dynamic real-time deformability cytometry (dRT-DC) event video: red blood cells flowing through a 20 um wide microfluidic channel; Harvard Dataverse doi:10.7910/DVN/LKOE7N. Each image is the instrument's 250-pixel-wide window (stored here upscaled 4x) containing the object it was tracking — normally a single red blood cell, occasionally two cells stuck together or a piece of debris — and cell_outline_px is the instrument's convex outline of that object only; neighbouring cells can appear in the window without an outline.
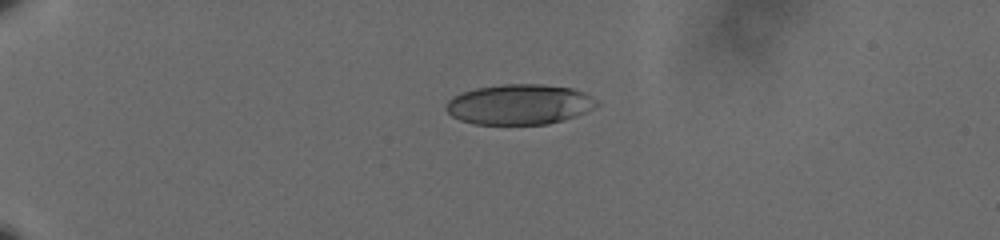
{"species": "human", "species_latin": "Homo sapiens", "temperature_condition": "cold", "stored_images_in_passage": 45, "camera_frame_rate_fps": 3000, "um_per_image_px": 0.085, "donor": {"sex": "male"}, "frame": {"image": 1, "passage_image": 1, "time_ms": 0.0, "image_size_px": [1000, 240], "cell_outline_px": [[600, 104], [584, 112], [548, 124], [476, 124], [460, 120], [452, 116], [444, 108], [448, 100], [452, 96], [476, 88], [504, 84], [540, 84], [572, 88], [584, 92], [596, 100]], "centroid_in_image_um": [44.11, 8.87], "position_along_channel_um": 40.9, "area_um2": 35.08}}
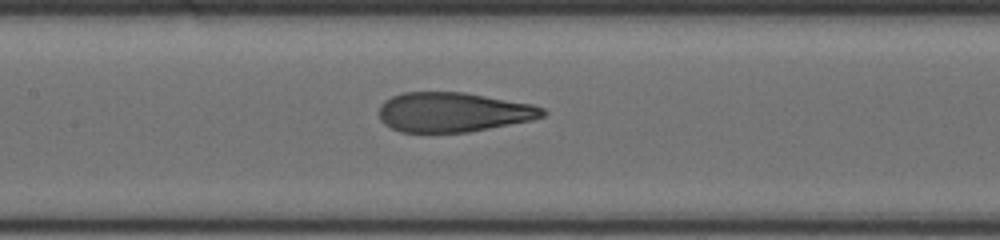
{"frame": {"image": 2, "passage_image": 17, "time_ms": 5.333, "image_size_px": [1000, 240], "cell_outline_px": [[548, 112], [544, 116], [532, 120], [468, 132], [400, 132], [384, 124], [380, 120], [380, 104], [384, 100], [392, 96], [404, 92], [464, 92], [532, 104], [544, 108]], "centroid_in_image_um": [38.52, 9.53], "position_along_channel_um": 168.9, "area_um2": 37.8}}
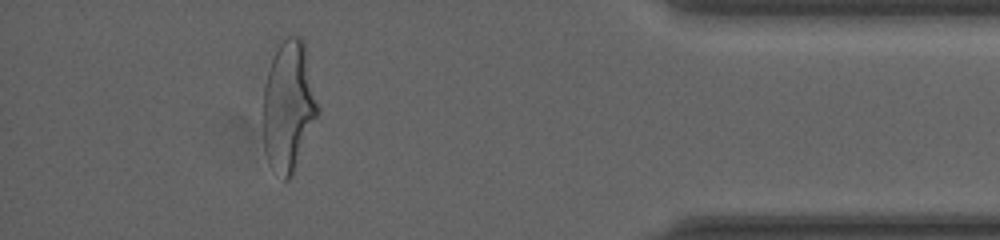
{"frame": {"image": 3, "passage_image": 40, "time_ms": 13.0, "image_size_px": [1000, 240], "cell_outline_px": [[320, 112], [292, 176], [288, 180], [284, 180], [268, 164], [264, 152], [264, 88], [268, 72], [272, 60], [280, 44], [288, 36], [300, 36], [304, 40], [320, 108]], "centroid_in_image_um": [24.56, 9.05], "position_along_channel_um": 410.6, "area_um2": 41.62}, "authors_computed_cell_mechanics": {"area_um2": 39.1884, "velocity_mm_per_s": 3.5994, "shape_relaxation_time_tau1_ms": 4.4074, "shape_relaxation_time_tau2_ms": 0.8388, "deformation_change_tau1": 0.1879, "deformation_change_tau2": 0.0782}}